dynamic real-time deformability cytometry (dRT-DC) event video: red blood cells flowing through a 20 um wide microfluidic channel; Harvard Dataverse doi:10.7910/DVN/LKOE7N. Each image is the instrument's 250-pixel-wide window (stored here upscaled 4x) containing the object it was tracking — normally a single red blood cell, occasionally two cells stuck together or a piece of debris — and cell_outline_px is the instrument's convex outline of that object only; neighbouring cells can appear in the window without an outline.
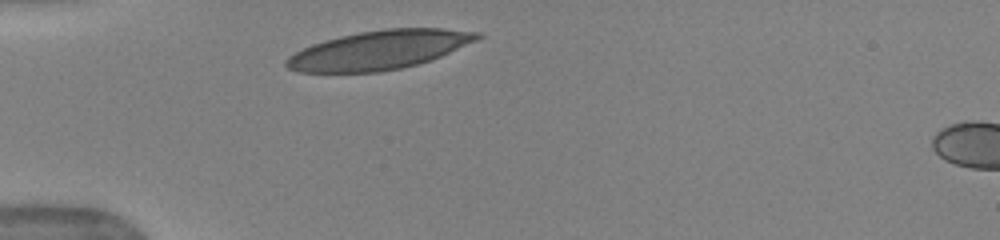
{"species": "human", "species_latin": "Homo sapiens", "temperature_condition": "warm", "stored_images_in_passage": 30, "camera_frame_rate_fps": 3000, "um_per_image_px": 0.085, "donor": {"sex": "female"}, "frame": {"image": 1, "passage_image": 1, "time_ms": 0.0, "image_size_px": [1000, 240], "cell_outline_px": [[484, 36], [476, 40], [432, 60], [400, 68], [380, 72], [300, 72], [288, 68], [284, 64], [284, 60], [288, 56], [312, 44], [324, 40], [340, 36], [360, 32], [384, 28], [440, 28], [480, 32]], "centroid_in_image_um": [32.22, 4.24], "position_along_channel_um": 52.8, "area_um2": 43.12}}
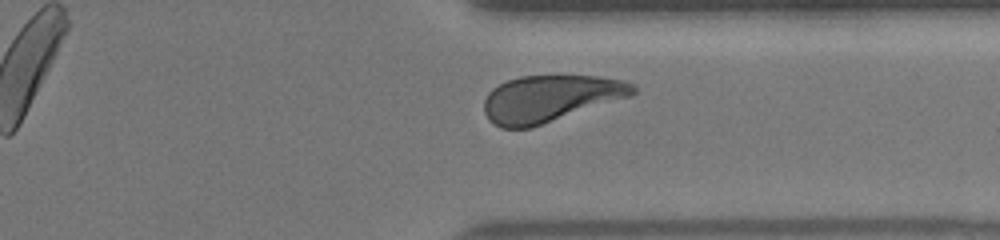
{"frame": {"image": 2, "passage_image": 26, "time_ms": 8.333, "image_size_px": [1000, 240], "cell_outline_px": [[636, 92], [632, 96], [528, 128], [500, 128], [488, 120], [484, 112], [484, 100], [488, 92], [492, 88], [508, 80], [520, 76], [600, 76], [624, 80], [636, 84]], "centroid_in_image_um": [46.78, 8.36], "position_along_channel_um": 364.6, "area_um2": 40.46}, "authors_computed_cell_mechanics": {"area_um2": 41.905, "velocity_mm_per_s": 3.9133, "shape_relaxation_time_tau1_ms": 2.7434, "shape_relaxation_time_tau2_ms": 0.7065, "deformation_change_tau1": 0.141, "deformation_change_tau2": 0.0813}}